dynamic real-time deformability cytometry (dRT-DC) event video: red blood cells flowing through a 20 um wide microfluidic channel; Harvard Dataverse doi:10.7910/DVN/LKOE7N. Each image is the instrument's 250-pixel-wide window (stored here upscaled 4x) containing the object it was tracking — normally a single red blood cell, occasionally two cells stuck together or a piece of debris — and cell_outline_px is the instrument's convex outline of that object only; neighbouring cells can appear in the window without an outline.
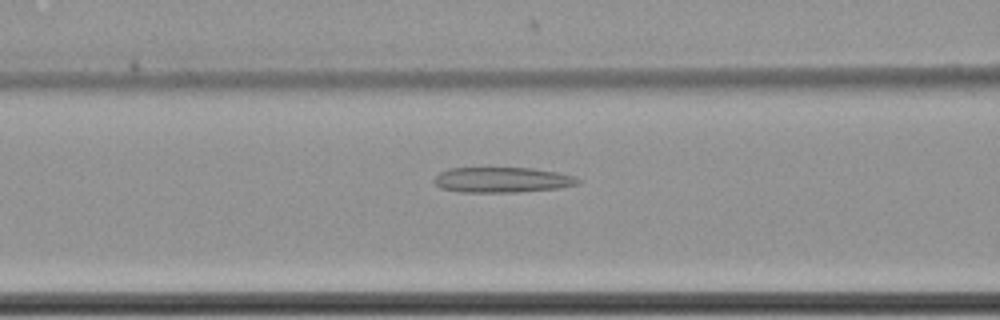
{"species": "common noctule bat (a hibernating species)", "species_latin": "Nyctalus noctula", "temperature_condition": "cold", "stored_images_in_passage": 49, "camera_frame_rate_fps": 3000, "um_per_image_px": 0.085, "animal": {"sex": "female", "body_mass_g": 22.7, "forearm_length_mm": 54.2}, "frame": {"image": 1, "passage_image": 15, "time_ms": 4.667, "image_size_px": [1000, 320], "cell_outline_px": [[580, 184], [560, 188], [516, 192], [460, 192], [440, 188], [432, 180], [440, 172], [448, 168], [532, 168], [556, 172], [576, 176], [580, 180]], "centroid_in_image_um": [42.69, 15.29], "position_along_channel_um": 123.9, "area_um2": 21.33}}
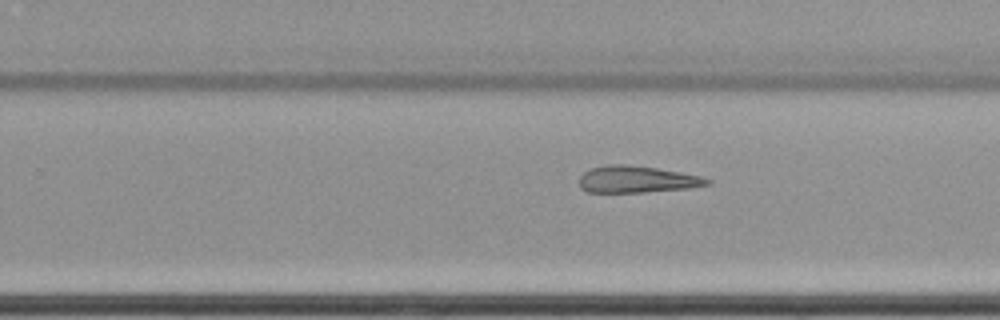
{"frame": {"image": 2, "passage_image": 28, "time_ms": 9.0, "image_size_px": [1000, 320], "cell_outline_px": [[712, 184], [692, 188], [644, 192], [588, 192], [580, 188], [580, 176], [584, 172], [592, 168], [608, 164], [624, 164], [656, 168], [680, 172], [700, 176], [712, 180]], "centroid_in_image_um": [54.17, 15.25], "position_along_channel_um": 275.6, "area_um2": 20.0}}
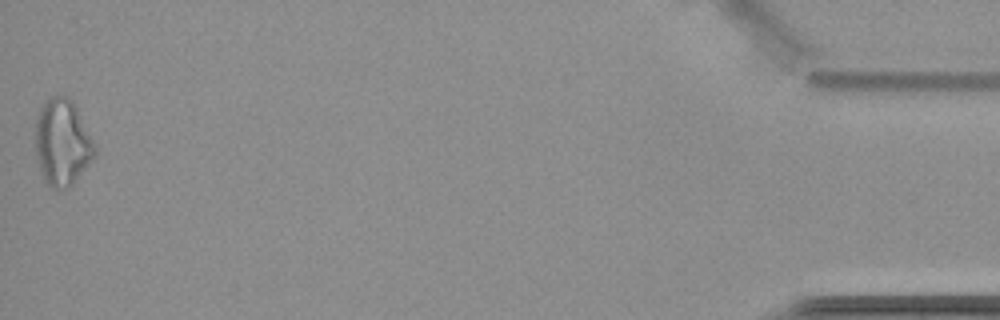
{"frame": {"image": 3, "passage_image": 49, "time_ms": 16.0, "image_size_px": [1000, 320], "cell_outline_px": [[96, 156], [72, 184], [68, 188], [52, 188], [44, 184], [40, 172], [36, 156], [36, 120], [40, 108], [48, 96], [56, 92], [68, 96], [72, 100], [96, 144]], "centroid_in_image_um": [5.29, 12.08], "position_along_channel_um": 429.9, "area_um2": 30.46}}